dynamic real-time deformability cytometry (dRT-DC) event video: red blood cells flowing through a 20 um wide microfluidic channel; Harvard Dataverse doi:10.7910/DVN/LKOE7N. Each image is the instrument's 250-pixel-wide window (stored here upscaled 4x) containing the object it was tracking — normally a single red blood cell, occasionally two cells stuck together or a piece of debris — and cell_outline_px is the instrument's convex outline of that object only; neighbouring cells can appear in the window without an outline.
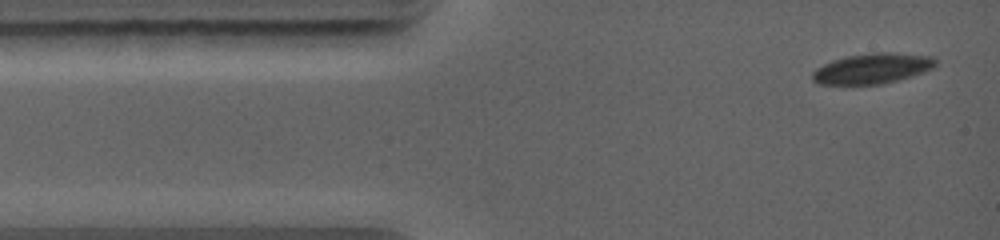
{"species": "common noctule bat (a hibernating species)", "species_latin": "Nyctalus noctula", "temperature_condition": "warm", "stored_images_in_passage": 4, "camera_frame_rate_fps": 5000, "um_per_image_px": 0.085, "animal": {"sex": "female", "body_mass_g": 19.0, "forearm_length_mm": 56.7}, "frame": {"image": 1, "passage_image": 1, "time_ms": 0.0, "image_size_px": [1000, 240], "cell_outline_px": [[936, 64], [932, 68], [924, 72], [912, 76], [880, 84], [816, 84], [812, 80], [812, 72], [816, 68], [832, 60], [848, 56], [872, 52], [892, 52], [936, 56]], "centroid_in_image_um": [74.16, 5.81], "position_along_channel_um": 10.8, "area_um2": 21.91}}
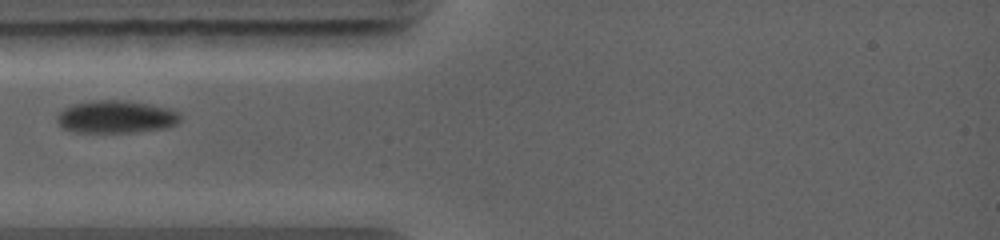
{"frame": {"image": 2, "passage_image": 4, "time_ms": 2.6, "image_size_px": [1000, 240], "cell_outline_px": [[180, 120], [176, 124], [168, 128], [136, 132], [72, 132], [60, 128], [56, 120], [56, 116], [64, 108], [72, 104], [96, 100], [120, 100], [144, 104], [164, 108], [180, 112]], "centroid_in_image_um": [9.81, 9.95], "position_along_channel_um": 75.2, "area_um2": 23.41}}